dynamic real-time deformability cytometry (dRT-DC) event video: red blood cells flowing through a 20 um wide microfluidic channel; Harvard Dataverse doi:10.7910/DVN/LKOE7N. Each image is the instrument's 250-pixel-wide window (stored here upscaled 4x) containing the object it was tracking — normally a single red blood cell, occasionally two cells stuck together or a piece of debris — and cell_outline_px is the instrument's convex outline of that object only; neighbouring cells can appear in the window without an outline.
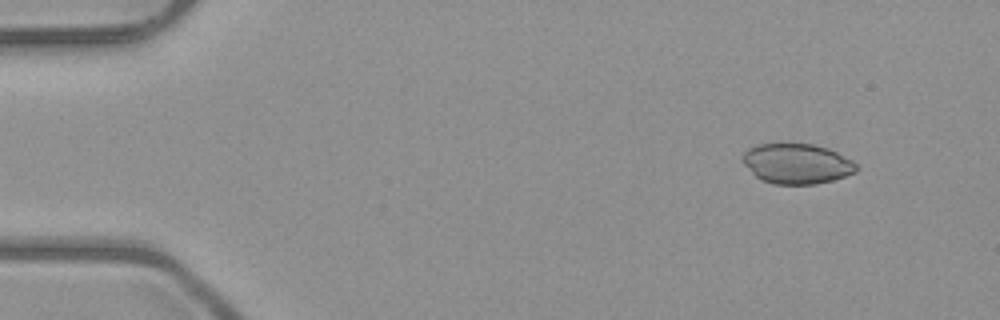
{"species": "common noctule bat (a hibernating species)", "species_latin": "Nyctalus noctula", "temperature_condition": "room temperature", "stored_images_in_passage": 5, "camera_frame_rate_fps": 3000, "um_per_image_px": 0.085, "animal": {"sex": "male", "body_mass_g": 23.1, "forearm_length_mm": 52.7}, "frame": {"image": 1, "passage_image": 1, "time_ms": 0.0, "image_size_px": [1000, 320], "cell_outline_px": [[856, 172], [832, 180], [816, 184], [772, 184], [760, 180], [740, 160], [744, 152], [748, 148], [756, 144], [812, 144], [828, 148], [852, 160], [856, 164]], "centroid_in_image_um": [67.69, 13.91], "position_along_channel_um": 17.3, "area_um2": 26.59}}